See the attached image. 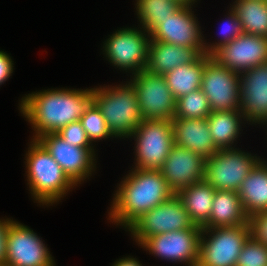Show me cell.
<instances>
[{
	"label": "cell",
	"instance_id": "cell-1",
	"mask_svg": "<svg viewBox=\"0 0 267 266\" xmlns=\"http://www.w3.org/2000/svg\"><path fill=\"white\" fill-rule=\"evenodd\" d=\"M19 111L34 131L32 140L56 133L69 123L80 121L93 102V88L45 89L25 94L19 100Z\"/></svg>",
	"mask_w": 267,
	"mask_h": 266
},
{
	"label": "cell",
	"instance_id": "cell-30",
	"mask_svg": "<svg viewBox=\"0 0 267 266\" xmlns=\"http://www.w3.org/2000/svg\"><path fill=\"white\" fill-rule=\"evenodd\" d=\"M236 266H267V245L250 235L242 247Z\"/></svg>",
	"mask_w": 267,
	"mask_h": 266
},
{
	"label": "cell",
	"instance_id": "cell-6",
	"mask_svg": "<svg viewBox=\"0 0 267 266\" xmlns=\"http://www.w3.org/2000/svg\"><path fill=\"white\" fill-rule=\"evenodd\" d=\"M129 138H134V168L159 170L175 145L172 122L144 119Z\"/></svg>",
	"mask_w": 267,
	"mask_h": 266
},
{
	"label": "cell",
	"instance_id": "cell-8",
	"mask_svg": "<svg viewBox=\"0 0 267 266\" xmlns=\"http://www.w3.org/2000/svg\"><path fill=\"white\" fill-rule=\"evenodd\" d=\"M261 158L237 147L218 149L205 161V180L215 190L238 191Z\"/></svg>",
	"mask_w": 267,
	"mask_h": 266
},
{
	"label": "cell",
	"instance_id": "cell-24",
	"mask_svg": "<svg viewBox=\"0 0 267 266\" xmlns=\"http://www.w3.org/2000/svg\"><path fill=\"white\" fill-rule=\"evenodd\" d=\"M244 121L240 109L211 111L207 122L215 146L218 149L235 148L234 143L240 137L241 126L246 124Z\"/></svg>",
	"mask_w": 267,
	"mask_h": 266
},
{
	"label": "cell",
	"instance_id": "cell-14",
	"mask_svg": "<svg viewBox=\"0 0 267 266\" xmlns=\"http://www.w3.org/2000/svg\"><path fill=\"white\" fill-rule=\"evenodd\" d=\"M6 244L5 264L9 266H56L42 238L18 221L8 225Z\"/></svg>",
	"mask_w": 267,
	"mask_h": 266
},
{
	"label": "cell",
	"instance_id": "cell-31",
	"mask_svg": "<svg viewBox=\"0 0 267 266\" xmlns=\"http://www.w3.org/2000/svg\"><path fill=\"white\" fill-rule=\"evenodd\" d=\"M225 17L226 21L222 24L223 26L221 25L220 40L215 41V43L210 42L209 44V42L207 43L206 39H204V49L206 55L210 56L219 47L228 44L233 39L244 33L241 22L230 7Z\"/></svg>",
	"mask_w": 267,
	"mask_h": 266
},
{
	"label": "cell",
	"instance_id": "cell-28",
	"mask_svg": "<svg viewBox=\"0 0 267 266\" xmlns=\"http://www.w3.org/2000/svg\"><path fill=\"white\" fill-rule=\"evenodd\" d=\"M211 109L206 95L199 88L176 99L175 117L180 119H207Z\"/></svg>",
	"mask_w": 267,
	"mask_h": 266
},
{
	"label": "cell",
	"instance_id": "cell-16",
	"mask_svg": "<svg viewBox=\"0 0 267 266\" xmlns=\"http://www.w3.org/2000/svg\"><path fill=\"white\" fill-rule=\"evenodd\" d=\"M192 9L193 7L182 6L171 17L162 20L150 33L151 40L195 48L200 54H205V37Z\"/></svg>",
	"mask_w": 267,
	"mask_h": 266
},
{
	"label": "cell",
	"instance_id": "cell-32",
	"mask_svg": "<svg viewBox=\"0 0 267 266\" xmlns=\"http://www.w3.org/2000/svg\"><path fill=\"white\" fill-rule=\"evenodd\" d=\"M67 143L78 147H94L87 137L80 121L69 123L56 132Z\"/></svg>",
	"mask_w": 267,
	"mask_h": 266
},
{
	"label": "cell",
	"instance_id": "cell-23",
	"mask_svg": "<svg viewBox=\"0 0 267 266\" xmlns=\"http://www.w3.org/2000/svg\"><path fill=\"white\" fill-rule=\"evenodd\" d=\"M215 189L205 180L194 182L181 189L176 195L181 199L189 220L202 227L211 215Z\"/></svg>",
	"mask_w": 267,
	"mask_h": 266
},
{
	"label": "cell",
	"instance_id": "cell-10",
	"mask_svg": "<svg viewBox=\"0 0 267 266\" xmlns=\"http://www.w3.org/2000/svg\"><path fill=\"white\" fill-rule=\"evenodd\" d=\"M143 119L169 120L175 117L176 98L163 75L146 69L131 76Z\"/></svg>",
	"mask_w": 267,
	"mask_h": 266
},
{
	"label": "cell",
	"instance_id": "cell-5",
	"mask_svg": "<svg viewBox=\"0 0 267 266\" xmlns=\"http://www.w3.org/2000/svg\"><path fill=\"white\" fill-rule=\"evenodd\" d=\"M150 41V33L142 27H124L109 35L102 50L110 64L134 75L148 65Z\"/></svg>",
	"mask_w": 267,
	"mask_h": 266
},
{
	"label": "cell",
	"instance_id": "cell-9",
	"mask_svg": "<svg viewBox=\"0 0 267 266\" xmlns=\"http://www.w3.org/2000/svg\"><path fill=\"white\" fill-rule=\"evenodd\" d=\"M194 224L181 199L174 194L170 199L145 212L128 229L133 241L140 246L148 237L191 228Z\"/></svg>",
	"mask_w": 267,
	"mask_h": 266
},
{
	"label": "cell",
	"instance_id": "cell-17",
	"mask_svg": "<svg viewBox=\"0 0 267 266\" xmlns=\"http://www.w3.org/2000/svg\"><path fill=\"white\" fill-rule=\"evenodd\" d=\"M240 99L247 124H267V63L240 74Z\"/></svg>",
	"mask_w": 267,
	"mask_h": 266
},
{
	"label": "cell",
	"instance_id": "cell-7",
	"mask_svg": "<svg viewBox=\"0 0 267 266\" xmlns=\"http://www.w3.org/2000/svg\"><path fill=\"white\" fill-rule=\"evenodd\" d=\"M250 235L249 223L234 227L202 228L197 266H236L242 247Z\"/></svg>",
	"mask_w": 267,
	"mask_h": 266
},
{
	"label": "cell",
	"instance_id": "cell-13",
	"mask_svg": "<svg viewBox=\"0 0 267 266\" xmlns=\"http://www.w3.org/2000/svg\"><path fill=\"white\" fill-rule=\"evenodd\" d=\"M37 141L56 160L76 186L89 179L96 171L97 159L94 147L74 146L56 133L44 134Z\"/></svg>",
	"mask_w": 267,
	"mask_h": 266
},
{
	"label": "cell",
	"instance_id": "cell-26",
	"mask_svg": "<svg viewBox=\"0 0 267 266\" xmlns=\"http://www.w3.org/2000/svg\"><path fill=\"white\" fill-rule=\"evenodd\" d=\"M230 7L245 34L267 37V1L235 0Z\"/></svg>",
	"mask_w": 267,
	"mask_h": 266
},
{
	"label": "cell",
	"instance_id": "cell-2",
	"mask_svg": "<svg viewBox=\"0 0 267 266\" xmlns=\"http://www.w3.org/2000/svg\"><path fill=\"white\" fill-rule=\"evenodd\" d=\"M129 171L118 184L108 212L109 222L126 230L145 212L174 195L160 170L132 168Z\"/></svg>",
	"mask_w": 267,
	"mask_h": 266
},
{
	"label": "cell",
	"instance_id": "cell-22",
	"mask_svg": "<svg viewBox=\"0 0 267 266\" xmlns=\"http://www.w3.org/2000/svg\"><path fill=\"white\" fill-rule=\"evenodd\" d=\"M238 192L248 217L267 211V161L260 159L242 182Z\"/></svg>",
	"mask_w": 267,
	"mask_h": 266
},
{
	"label": "cell",
	"instance_id": "cell-11",
	"mask_svg": "<svg viewBox=\"0 0 267 266\" xmlns=\"http://www.w3.org/2000/svg\"><path fill=\"white\" fill-rule=\"evenodd\" d=\"M201 234L202 227L193 225L188 229L148 237L140 247L156 258L197 266Z\"/></svg>",
	"mask_w": 267,
	"mask_h": 266
},
{
	"label": "cell",
	"instance_id": "cell-18",
	"mask_svg": "<svg viewBox=\"0 0 267 266\" xmlns=\"http://www.w3.org/2000/svg\"><path fill=\"white\" fill-rule=\"evenodd\" d=\"M205 161L195 152L174 145L159 170L169 188L177 194L194 182L205 179Z\"/></svg>",
	"mask_w": 267,
	"mask_h": 266
},
{
	"label": "cell",
	"instance_id": "cell-3",
	"mask_svg": "<svg viewBox=\"0 0 267 266\" xmlns=\"http://www.w3.org/2000/svg\"><path fill=\"white\" fill-rule=\"evenodd\" d=\"M27 185L32 198L41 206L54 205L61 201L75 184L61 166L37 141H30L25 154Z\"/></svg>",
	"mask_w": 267,
	"mask_h": 266
},
{
	"label": "cell",
	"instance_id": "cell-29",
	"mask_svg": "<svg viewBox=\"0 0 267 266\" xmlns=\"http://www.w3.org/2000/svg\"><path fill=\"white\" fill-rule=\"evenodd\" d=\"M80 122L92 144L102 139L114 138L101 111L93 102L81 116Z\"/></svg>",
	"mask_w": 267,
	"mask_h": 266
},
{
	"label": "cell",
	"instance_id": "cell-21",
	"mask_svg": "<svg viewBox=\"0 0 267 266\" xmlns=\"http://www.w3.org/2000/svg\"><path fill=\"white\" fill-rule=\"evenodd\" d=\"M249 223L237 191L216 190L211 215L202 228L234 227Z\"/></svg>",
	"mask_w": 267,
	"mask_h": 266
},
{
	"label": "cell",
	"instance_id": "cell-20",
	"mask_svg": "<svg viewBox=\"0 0 267 266\" xmlns=\"http://www.w3.org/2000/svg\"><path fill=\"white\" fill-rule=\"evenodd\" d=\"M200 55L195 48L151 40L146 70L165 75L176 67L194 62Z\"/></svg>",
	"mask_w": 267,
	"mask_h": 266
},
{
	"label": "cell",
	"instance_id": "cell-15",
	"mask_svg": "<svg viewBox=\"0 0 267 266\" xmlns=\"http://www.w3.org/2000/svg\"><path fill=\"white\" fill-rule=\"evenodd\" d=\"M210 57L236 73L267 63V37L241 34L215 50Z\"/></svg>",
	"mask_w": 267,
	"mask_h": 266
},
{
	"label": "cell",
	"instance_id": "cell-34",
	"mask_svg": "<svg viewBox=\"0 0 267 266\" xmlns=\"http://www.w3.org/2000/svg\"><path fill=\"white\" fill-rule=\"evenodd\" d=\"M14 61L12 60L11 56L4 52L0 51V85L4 84L5 81L12 76L14 71Z\"/></svg>",
	"mask_w": 267,
	"mask_h": 266
},
{
	"label": "cell",
	"instance_id": "cell-36",
	"mask_svg": "<svg viewBox=\"0 0 267 266\" xmlns=\"http://www.w3.org/2000/svg\"><path fill=\"white\" fill-rule=\"evenodd\" d=\"M140 262L137 258L126 256L117 259L112 266H143Z\"/></svg>",
	"mask_w": 267,
	"mask_h": 266
},
{
	"label": "cell",
	"instance_id": "cell-37",
	"mask_svg": "<svg viewBox=\"0 0 267 266\" xmlns=\"http://www.w3.org/2000/svg\"><path fill=\"white\" fill-rule=\"evenodd\" d=\"M173 1H176L181 6H187V7H192L195 4V2H198L197 0H173Z\"/></svg>",
	"mask_w": 267,
	"mask_h": 266
},
{
	"label": "cell",
	"instance_id": "cell-33",
	"mask_svg": "<svg viewBox=\"0 0 267 266\" xmlns=\"http://www.w3.org/2000/svg\"><path fill=\"white\" fill-rule=\"evenodd\" d=\"M251 235L267 245V211L253 214L249 217Z\"/></svg>",
	"mask_w": 267,
	"mask_h": 266
},
{
	"label": "cell",
	"instance_id": "cell-19",
	"mask_svg": "<svg viewBox=\"0 0 267 266\" xmlns=\"http://www.w3.org/2000/svg\"><path fill=\"white\" fill-rule=\"evenodd\" d=\"M171 122L176 146L191 150L205 160L218 151L210 134L207 119L173 118Z\"/></svg>",
	"mask_w": 267,
	"mask_h": 266
},
{
	"label": "cell",
	"instance_id": "cell-27",
	"mask_svg": "<svg viewBox=\"0 0 267 266\" xmlns=\"http://www.w3.org/2000/svg\"><path fill=\"white\" fill-rule=\"evenodd\" d=\"M181 7L173 0H136L135 12L141 27L151 33L162 20L171 17Z\"/></svg>",
	"mask_w": 267,
	"mask_h": 266
},
{
	"label": "cell",
	"instance_id": "cell-4",
	"mask_svg": "<svg viewBox=\"0 0 267 266\" xmlns=\"http://www.w3.org/2000/svg\"><path fill=\"white\" fill-rule=\"evenodd\" d=\"M93 103L115 138H128L144 120L134 86L129 82L93 88Z\"/></svg>",
	"mask_w": 267,
	"mask_h": 266
},
{
	"label": "cell",
	"instance_id": "cell-35",
	"mask_svg": "<svg viewBox=\"0 0 267 266\" xmlns=\"http://www.w3.org/2000/svg\"><path fill=\"white\" fill-rule=\"evenodd\" d=\"M13 221L11 218L0 219V266L5 264L6 259V236L8 225Z\"/></svg>",
	"mask_w": 267,
	"mask_h": 266
},
{
	"label": "cell",
	"instance_id": "cell-25",
	"mask_svg": "<svg viewBox=\"0 0 267 266\" xmlns=\"http://www.w3.org/2000/svg\"><path fill=\"white\" fill-rule=\"evenodd\" d=\"M204 67L205 54H201L194 62L176 67L163 75L176 99L201 87Z\"/></svg>",
	"mask_w": 267,
	"mask_h": 266
},
{
	"label": "cell",
	"instance_id": "cell-12",
	"mask_svg": "<svg viewBox=\"0 0 267 266\" xmlns=\"http://www.w3.org/2000/svg\"><path fill=\"white\" fill-rule=\"evenodd\" d=\"M200 89L206 95L211 111L240 109V74L206 54Z\"/></svg>",
	"mask_w": 267,
	"mask_h": 266
}]
</instances>
